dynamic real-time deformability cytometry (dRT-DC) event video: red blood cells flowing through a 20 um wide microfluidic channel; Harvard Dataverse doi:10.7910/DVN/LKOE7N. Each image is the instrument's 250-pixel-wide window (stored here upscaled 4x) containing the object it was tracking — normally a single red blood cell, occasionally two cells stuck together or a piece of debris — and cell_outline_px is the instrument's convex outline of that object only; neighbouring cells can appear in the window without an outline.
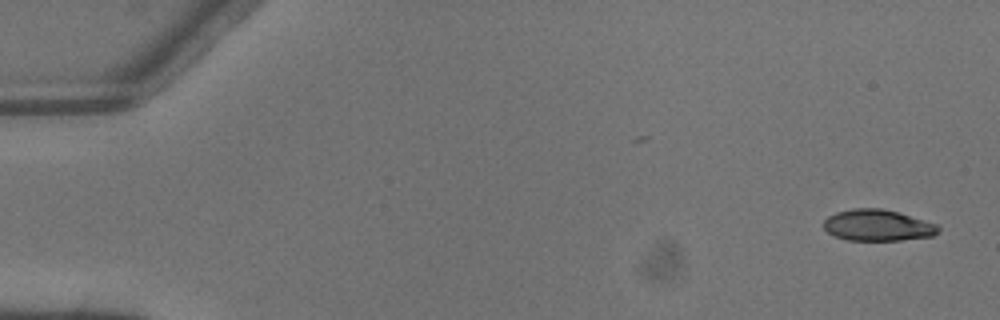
{"species": "common noctule bat (a hibernating species)", "species_latin": "Nyctalus noctula", "temperature_condition": "warm", "stored_images_in_passage": 4, "camera_frame_rate_fps": 3000, "um_per_image_px": 0.085, "animal": {"sex": "male", "body_mass_g": 13.3}, "frame": {"image": 1, "passage_image": 1, "time_ms": 0.0, "image_size_px": [1000, 320], "cell_outline_px": [[940, 228], [932, 236], [900, 240], [848, 240], [836, 236], [828, 232], [824, 228], [824, 220], [828, 216], [836, 212], [852, 208], [880, 208], [896, 212], [936, 224]], "centroid_in_image_um": [74.56, 19.15], "position_along_channel_um": 10.4, "area_um2": 20.58}}
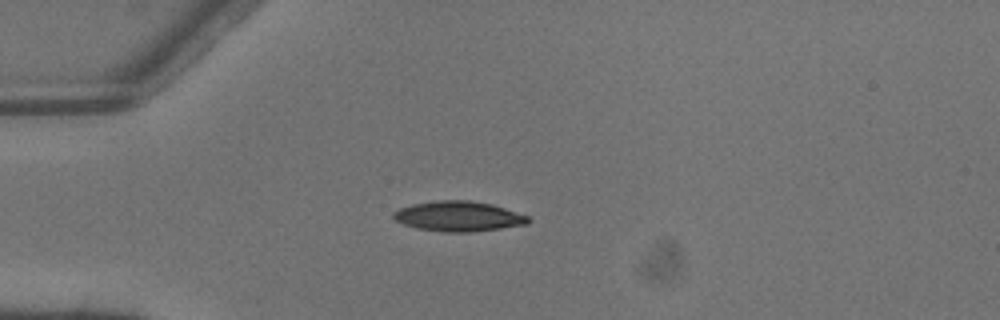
{"frame": {"image": 2, "passage_image": 4, "time_ms": 1.0, "image_size_px": [1000, 320], "cell_outline_px": [[532, 220], [528, 224], [500, 228], [468, 232], [448, 232], [416, 228], [404, 224], [396, 220], [392, 216], [392, 212], [400, 208], [412, 204], [436, 200], [468, 200], [492, 204], [528, 216]], "centroid_in_image_um": [38.96, 18.38], "position_along_channel_um": 46.0, "area_um2": 23.52}}